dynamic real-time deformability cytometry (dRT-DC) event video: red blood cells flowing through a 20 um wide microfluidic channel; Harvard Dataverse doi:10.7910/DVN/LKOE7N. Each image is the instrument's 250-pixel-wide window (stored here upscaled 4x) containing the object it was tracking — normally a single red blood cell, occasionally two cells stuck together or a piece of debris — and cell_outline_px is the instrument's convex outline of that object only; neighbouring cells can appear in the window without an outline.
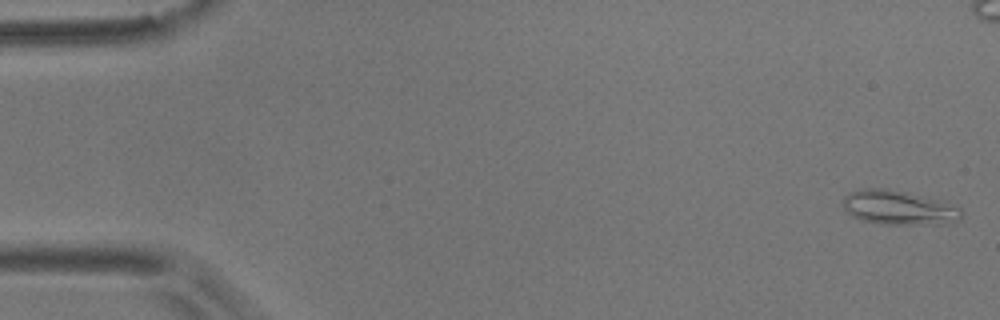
{"species": "common noctule bat (a hibernating species)", "species_latin": "Nyctalus noctula", "temperature_condition": "room temperature", "stored_images_in_passage": 57, "camera_frame_rate_fps": 3000, "um_per_image_px": 0.085, "animal": {"sex": "male", "body_mass_g": 17.9}, "frame": {"image": 1, "passage_image": 1, "time_ms": 0.0, "image_size_px": [1000, 320], "cell_outline_px": [[964, 212], [960, 220], [956, 224], [880, 224], [860, 220], [852, 216], [844, 208], [844, 196], [848, 192], [860, 188], [884, 188], [944, 200], [960, 208]], "centroid_in_image_um": [76.45, 17.66], "position_along_channel_um": 8.5, "area_um2": 24.16}}
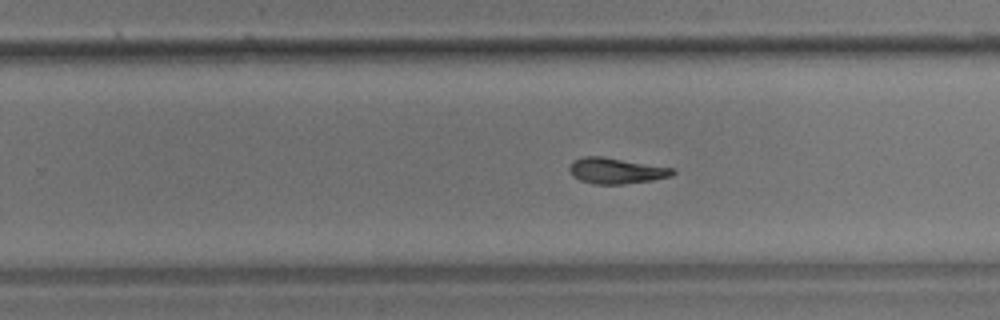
{"frame": {"image": 2, "passage_image": 35, "time_ms": 11.333, "image_size_px": [1000, 320], "cell_outline_px": [[676, 172], [672, 176], [652, 180], [624, 184], [596, 184], [580, 180], [572, 176], [568, 168], [572, 160], [584, 156], [600, 156], [676, 168]], "centroid_in_image_um": [52.38, 14.51], "position_along_channel_um": 277.4, "area_um2": 15.66}}
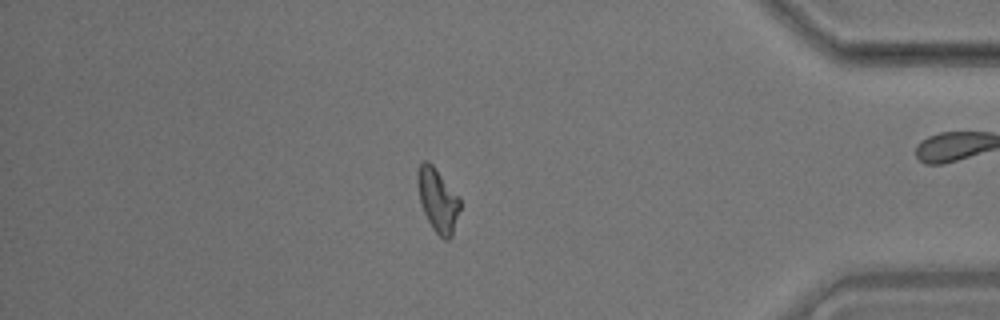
{"frame": {"image": 3, "passage_image": 48, "time_ms": 15.667, "image_size_px": [1000, 320], "cell_outline_px": [[460, 208], [452, 236], [448, 240], [444, 240], [432, 228], [424, 212], [420, 200], [416, 176], [420, 164], [424, 160], [428, 160], [432, 164], [460, 196]], "centroid_in_image_um": [37.22, 16.99], "position_along_channel_um": 398.0, "area_um2": 15.72}, "authors_computed_cell_mechanics": {"area_um2": 15.7794, "velocity_mm_per_s": 3.5515, "shape_relaxation_time_tau1_ms": 7.3616, "shape_relaxation_time_tau2_ms": 6.4722, "deformation_change_tau1": 0.2159, "deformation_change_tau2": 0.1511}}